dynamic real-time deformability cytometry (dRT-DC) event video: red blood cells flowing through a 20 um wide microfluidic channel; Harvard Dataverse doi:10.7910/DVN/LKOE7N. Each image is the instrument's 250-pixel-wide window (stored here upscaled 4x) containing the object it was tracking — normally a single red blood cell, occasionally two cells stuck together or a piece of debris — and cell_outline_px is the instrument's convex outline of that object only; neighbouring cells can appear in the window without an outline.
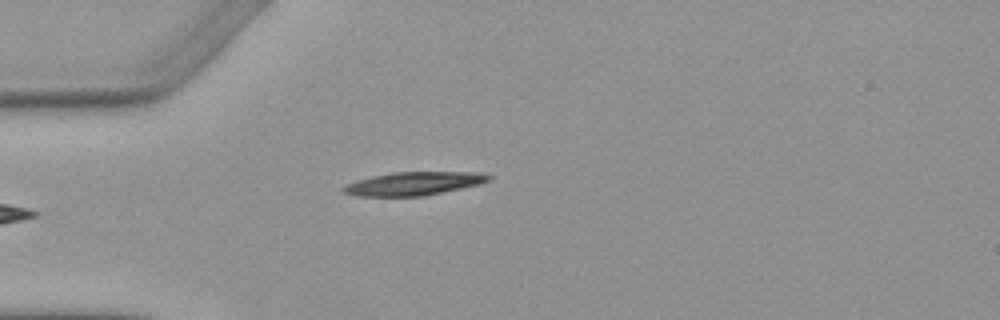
{"species": "Egyptian fruit bat (a non-hibernating species)", "species_latin": "Rousettus aegyptiacus", "temperature_condition": "warm", "stored_images_in_passage": 4, "camera_frame_rate_fps": 3000, "um_per_image_px": 0.085, "animal": {"sex": "female"}, "frame": {"image": 1, "passage_image": 4, "time_ms": 4.333, "image_size_px": [1000, 320], "cell_outline_px": [[492, 176], [488, 180], [480, 184], [420, 196], [356, 196], [344, 192], [340, 188], [356, 180], [372, 176], [392, 172], [480, 172]], "centroid_in_image_um": [35.13, 15.59], "position_along_channel_um": 49.9, "area_um2": 19.54}}